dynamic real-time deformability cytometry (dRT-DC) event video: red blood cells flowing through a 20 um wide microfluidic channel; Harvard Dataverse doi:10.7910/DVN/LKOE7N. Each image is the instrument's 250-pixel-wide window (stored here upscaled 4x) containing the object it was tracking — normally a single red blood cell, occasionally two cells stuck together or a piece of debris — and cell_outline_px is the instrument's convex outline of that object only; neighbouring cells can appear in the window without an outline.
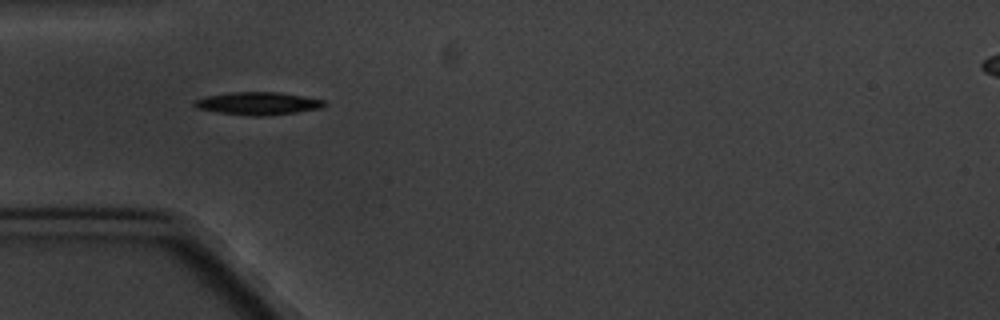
{"species": "common noctule bat (a hibernating species)", "species_latin": "Nyctalus noctula", "temperature_condition": "cold", "stored_images_in_passage": 7, "camera_frame_rate_fps": 3000, "um_per_image_px": 0.085, "animal": {"sex": "male", "body_mass_g": 20.1, "forearm_length_mm": 53.5}, "frame": {"image": 1, "passage_image": 6, "time_ms": 5.667, "image_size_px": [1000, 320], "cell_outline_px": [[328, 104], [324, 108], [268, 116], [252, 116], [216, 112], [196, 108], [192, 104], [192, 100], [208, 96], [232, 92], [280, 92], [324, 100]], "centroid_in_image_um": [21.94, 8.8], "position_along_channel_um": 63.1, "area_um2": 17.4}}